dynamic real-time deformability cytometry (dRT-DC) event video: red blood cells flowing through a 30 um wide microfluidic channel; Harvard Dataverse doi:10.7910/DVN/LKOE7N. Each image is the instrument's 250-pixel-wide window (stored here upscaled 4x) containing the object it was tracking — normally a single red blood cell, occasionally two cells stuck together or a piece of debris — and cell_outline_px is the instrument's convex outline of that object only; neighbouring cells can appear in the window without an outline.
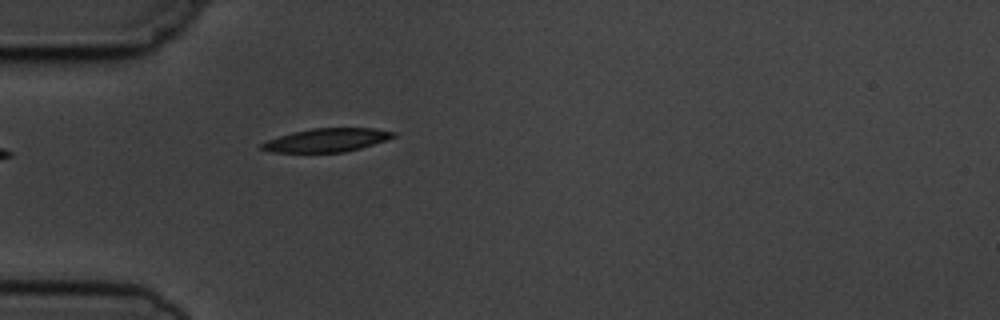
{"species": "common noctule bat (a hibernating species)", "species_latin": "Nyctalus noctula", "temperature_condition": "cold", "stored_images_in_passage": 1, "camera_frame_rate_fps": 3000, "um_per_image_px": 0.085, "animal": {"sex": "male", "body_mass_g": 19.5, "forearm_length_mm": 54.6}, "frame": {"image": 1, "passage_image": 1, "time_ms": 0.0, "image_size_px": [1000, 320], "cell_outline_px": [[396, 136], [388, 140], [360, 148], [344, 152], [272, 152], [260, 148], [260, 144], [268, 140], [292, 132], [312, 128], [376, 128], [396, 132]], "centroid_in_image_um": [27.82, 11.9], "position_along_channel_um": 57.2, "area_um2": 17.98}}